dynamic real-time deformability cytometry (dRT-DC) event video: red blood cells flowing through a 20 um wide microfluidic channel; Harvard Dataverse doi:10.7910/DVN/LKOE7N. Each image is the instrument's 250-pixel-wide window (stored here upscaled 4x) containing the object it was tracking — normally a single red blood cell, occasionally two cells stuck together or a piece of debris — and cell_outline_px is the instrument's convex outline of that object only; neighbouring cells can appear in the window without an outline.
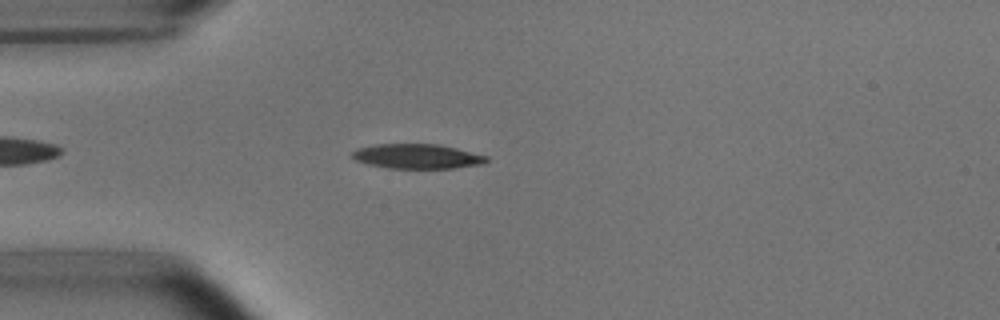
{"species": "common noctule bat (a hibernating species)", "species_latin": "Nyctalus noctula", "temperature_condition": "room temperature", "stored_images_in_passage": 45, "camera_frame_rate_fps": 3000, "um_per_image_px": 0.085, "animal": {"sex": "male", "body_mass_g": 15.6}, "frame": {"image": 1, "passage_image": 7, "time_ms": 2.0, "image_size_px": [1000, 320], "cell_outline_px": [[488, 160], [484, 164], [452, 168], [388, 168], [368, 164], [356, 160], [352, 156], [352, 152], [356, 148], [376, 144], [440, 144], [488, 156]], "centroid_in_image_um": [35.46, 13.28], "position_along_channel_um": 49.5, "area_um2": 19.31}}
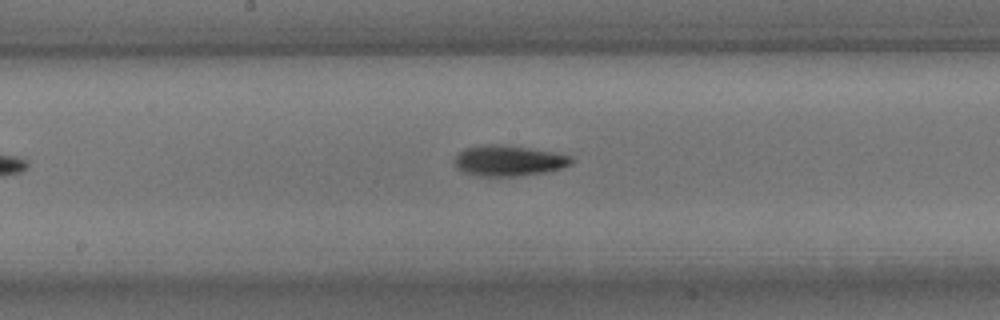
{"frame": {"image": 2, "passage_image": 20, "time_ms": 6.333, "image_size_px": [1000, 320], "cell_outline_px": [[572, 164], [548, 172], [520, 176], [480, 176], [460, 172], [456, 168], [456, 156], [464, 148], [480, 144], [500, 144], [528, 148], [552, 152], [572, 156]], "centroid_in_image_um": [43.21, 13.66], "position_along_channel_um": 205.0, "area_um2": 20.98}}
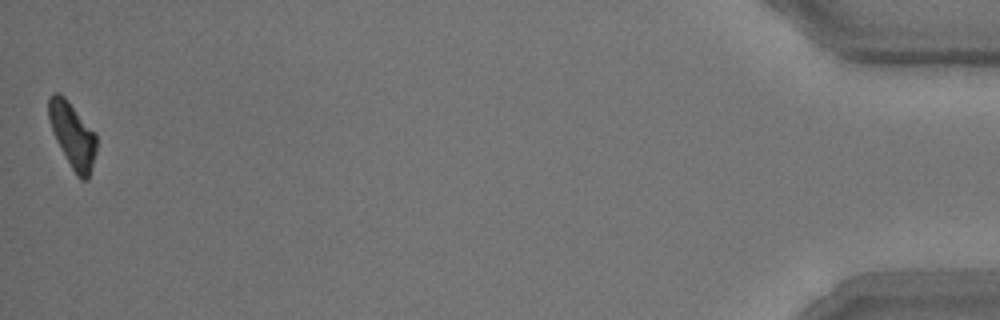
{"frame": {"image": 3, "passage_image": 45, "time_ms": 14.667, "image_size_px": [1000, 320], "cell_outline_px": [[96, 152], [92, 168], [88, 180], [80, 180], [76, 176], [56, 140], [52, 132], [48, 116], [48, 100], [52, 92], [60, 92], [68, 100], [96, 132]], "centroid_in_image_um": [6.17, 11.48], "position_along_channel_um": 429.0, "area_um2": 18.44}, "authors_computed_cell_mechanics": {"area_um2": 19.3052, "velocity_mm_per_s": 3.8087, "shape_relaxation_time_tau1_ms": 2.3431, "shape_relaxation_time_tau2_ms": 10.4424, "deformation_change_tau1": 0.1285, "deformation_change_tau2": 0.2171}}